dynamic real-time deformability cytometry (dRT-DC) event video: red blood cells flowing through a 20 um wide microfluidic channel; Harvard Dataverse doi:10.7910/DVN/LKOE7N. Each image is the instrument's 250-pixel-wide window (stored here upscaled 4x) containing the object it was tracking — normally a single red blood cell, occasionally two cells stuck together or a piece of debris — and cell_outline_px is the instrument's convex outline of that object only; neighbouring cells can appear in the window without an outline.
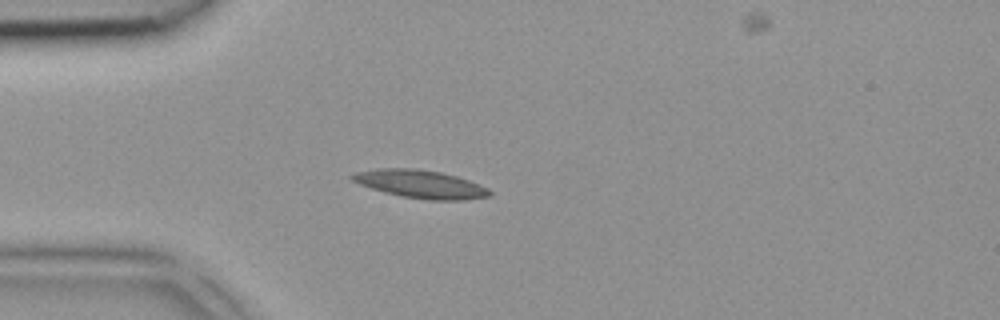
{"species": "common noctule bat (a hibernating species)", "species_latin": "Nyctalus noctula", "temperature_condition": "room temperature", "stored_images_in_passage": 5, "camera_frame_rate_fps": 3000, "um_per_image_px": 0.085, "animal": {"sex": "female", "body_mass_g": 18.4}, "frame": {"image": 1, "passage_image": 4, "time_ms": 1.0, "image_size_px": [1000, 320], "cell_outline_px": [[492, 196], [464, 200], [428, 200], [400, 196], [384, 192], [360, 184], [352, 180], [348, 176], [356, 172], [376, 168], [416, 168], [440, 172], [456, 176], [468, 180], [488, 188], [492, 192]], "centroid_in_image_um": [35.74, 15.65], "position_along_channel_um": 49.3, "area_um2": 22.54}}